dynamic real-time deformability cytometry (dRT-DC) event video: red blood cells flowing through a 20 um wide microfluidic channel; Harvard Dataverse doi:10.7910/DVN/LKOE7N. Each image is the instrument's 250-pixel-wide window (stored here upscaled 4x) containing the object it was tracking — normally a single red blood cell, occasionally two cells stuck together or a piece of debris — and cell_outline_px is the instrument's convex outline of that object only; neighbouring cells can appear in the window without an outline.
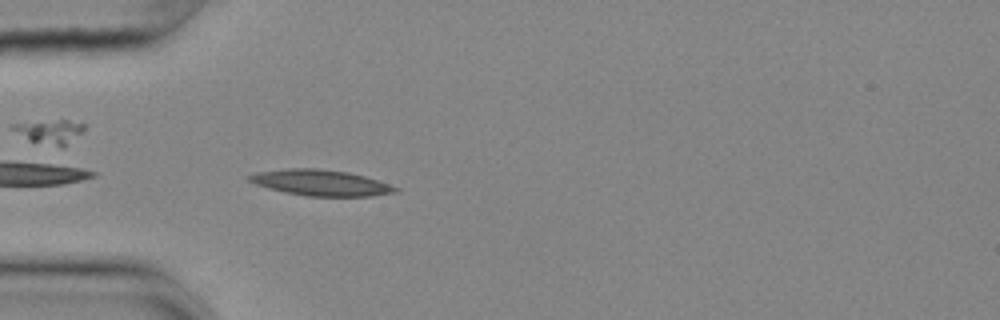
{"species": "common noctule bat (a hibernating species)", "species_latin": "Nyctalus noctula", "temperature_condition": "cold", "stored_images_in_passage": 27, "camera_frame_rate_fps": 3000, "um_per_image_px": 0.085, "animal": {"sex": "female", "body_mass_g": 25.1}, "frame": {"image": 1, "passage_image": 2, "time_ms": 0.333, "image_size_px": [1000, 320], "cell_outline_px": [[400, 192], [372, 196], [308, 196], [284, 192], [268, 188], [256, 184], [248, 180], [244, 176], [256, 172], [284, 168], [316, 168], [348, 172], [364, 176], [400, 188]], "centroid_in_image_um": [27.24, 15.53], "position_along_channel_um": 57.8, "area_um2": 22.2}}
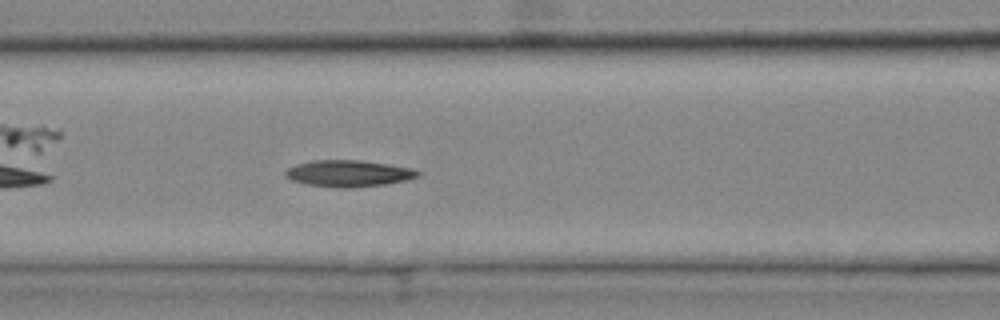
{"frame": {"image": 2, "passage_image": 9, "time_ms": 2.667, "image_size_px": [1000, 320], "cell_outline_px": [[420, 172], [416, 176], [404, 180], [384, 184], [352, 188], [336, 188], [308, 184], [292, 180], [284, 176], [284, 172], [288, 168], [296, 164], [312, 160], [356, 160], [384, 164], [408, 168]], "centroid_in_image_um": [29.52, 14.75], "position_along_channel_um": 137.1, "area_um2": 20.06}}
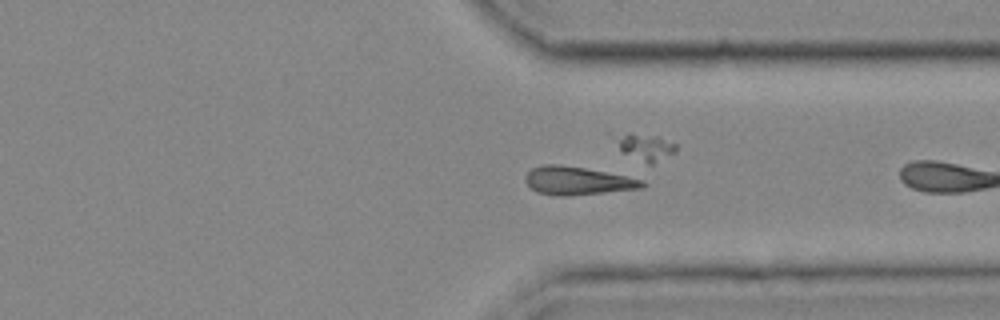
{"frame": {"image": 3, "passage_image": 25, "time_ms": 8.0, "image_size_px": [1000, 320], "cell_outline_px": [[644, 188], [568, 196], [556, 196], [536, 192], [524, 180], [524, 176], [532, 168], [544, 164], [556, 164], [644, 176]], "centroid_in_image_um": [49.22, 15.35], "position_along_channel_um": 362.2, "area_um2": 19.94}}